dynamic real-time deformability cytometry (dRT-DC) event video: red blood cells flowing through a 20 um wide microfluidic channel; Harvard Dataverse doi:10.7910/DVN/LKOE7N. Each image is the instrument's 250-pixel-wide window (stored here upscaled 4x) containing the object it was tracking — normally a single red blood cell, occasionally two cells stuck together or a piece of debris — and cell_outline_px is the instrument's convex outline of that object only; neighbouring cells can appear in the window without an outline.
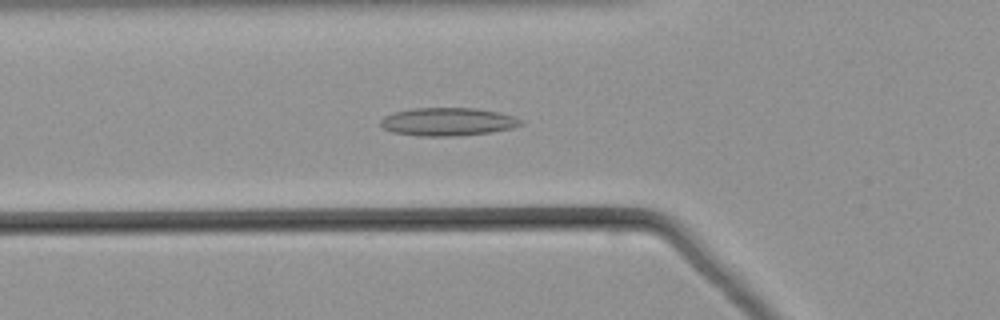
{"species": "common noctule bat (a hibernating species)", "species_latin": "Nyctalus noctula", "temperature_condition": "warm", "stored_images_in_passage": 40, "camera_frame_rate_fps": 3000, "um_per_image_px": 0.085, "animal": {"sex": "male", "body_mass_g": 21.5, "forearm_length_mm": 52.0}, "frame": {"image": 1, "passage_image": 9, "time_ms": 2.667, "image_size_px": [1000, 320], "cell_outline_px": [[524, 124], [512, 128], [492, 132], [456, 136], [420, 136], [392, 132], [384, 128], [380, 124], [380, 120], [384, 116], [396, 112], [412, 108], [472, 108], [500, 112], [524, 120]], "centroid_in_image_um": [38.09, 10.35], "position_along_channel_um": 87.7, "area_um2": 23.0}}
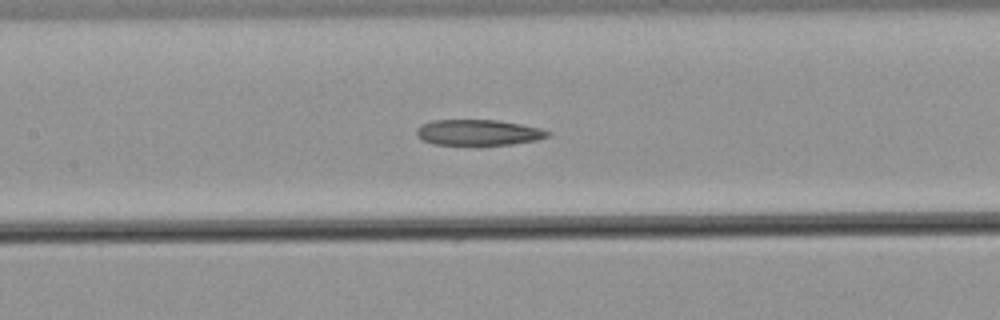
{"frame": {"image": 2, "passage_image": 15, "time_ms": 4.667, "image_size_px": [1000, 320], "cell_outline_px": [[552, 132], [548, 136], [536, 140], [512, 144], [432, 144], [420, 140], [416, 136], [416, 128], [420, 124], [432, 120], [496, 120], [520, 124], [540, 128]], "centroid_in_image_um": [40.6, 11.25], "position_along_channel_um": 166.8, "area_um2": 19.65}}
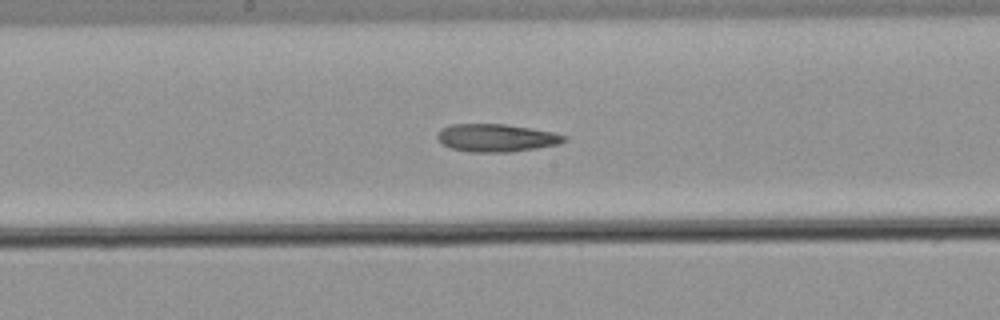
{"frame": {"image": 3, "passage_image": 18, "time_ms": 5.667, "image_size_px": [1000, 320], "cell_outline_px": [[568, 140], [560, 144], [536, 148], [508, 152], [468, 152], [452, 148], [440, 144], [436, 136], [436, 132], [440, 128], [452, 124], [508, 124], [552, 132], [568, 136]], "centroid_in_image_um": [42.16, 11.71], "position_along_channel_um": 206.0, "area_um2": 20.81}}